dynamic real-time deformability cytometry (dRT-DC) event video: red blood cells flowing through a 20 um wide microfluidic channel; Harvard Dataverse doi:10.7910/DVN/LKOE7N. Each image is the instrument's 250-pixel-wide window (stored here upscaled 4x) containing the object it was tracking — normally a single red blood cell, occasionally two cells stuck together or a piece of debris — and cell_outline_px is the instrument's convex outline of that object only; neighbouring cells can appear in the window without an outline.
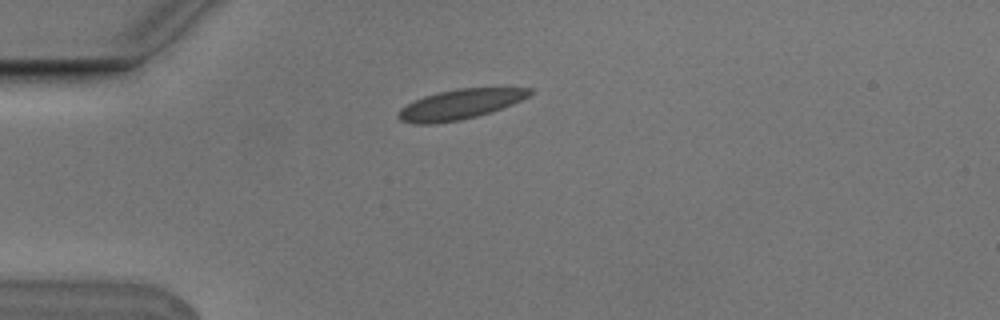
{"species": "Egyptian fruit bat (a non-hibernating species)", "species_latin": "Rousettus aegyptiacus", "temperature_condition": "cold", "stored_images_in_passage": 5, "camera_frame_rate_fps": 3000, "um_per_image_px": 0.085, "animal": {"sex": "male"}, "frame": {"image": 1, "passage_image": 1, "time_ms": 0.0, "image_size_px": [1000, 320], "cell_outline_px": [[532, 92], [528, 96], [512, 104], [476, 116], [460, 120], [432, 124], [416, 124], [400, 120], [396, 116], [400, 108], [424, 96], [436, 92], [456, 88], [532, 88]], "centroid_in_image_um": [39.05, 8.87], "position_along_channel_um": 46.0, "area_um2": 22.66}}
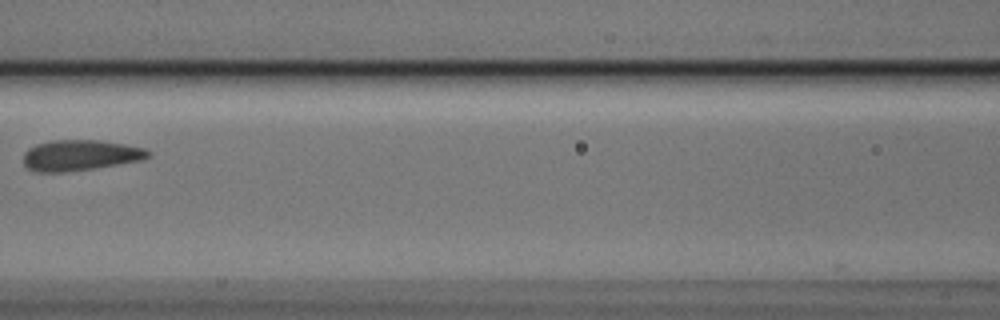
{"frame": {"image": 2, "passage_image": 4, "time_ms": 1.0, "image_size_px": [1000, 320], "cell_outline_px": [[152, 152], [148, 156], [140, 160], [92, 168], [64, 172], [36, 172], [28, 168], [24, 164], [24, 152], [28, 148], [36, 144], [52, 140], [96, 140], [124, 144], [144, 148]], "centroid_in_image_um": [6.77, 13.19], "position_along_channel_um": 159.8, "area_um2": 22.08}}
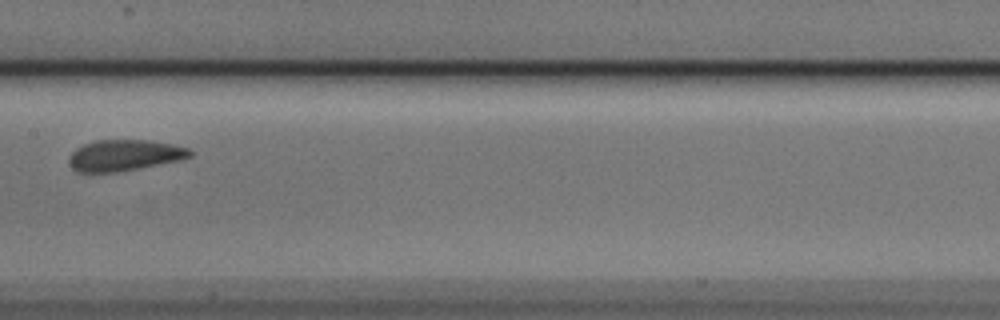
{"frame": {"image": 3, "passage_image": 5, "time_ms": 1.333, "image_size_px": [1000, 320], "cell_outline_px": [[192, 156], [180, 160], [116, 172], [76, 172], [68, 164], [68, 156], [76, 148], [84, 144], [96, 140], [148, 140], [172, 144], [188, 148], [192, 152]], "centroid_in_image_um": [10.53, 13.2], "position_along_channel_um": 196.9, "area_um2": 21.91}}